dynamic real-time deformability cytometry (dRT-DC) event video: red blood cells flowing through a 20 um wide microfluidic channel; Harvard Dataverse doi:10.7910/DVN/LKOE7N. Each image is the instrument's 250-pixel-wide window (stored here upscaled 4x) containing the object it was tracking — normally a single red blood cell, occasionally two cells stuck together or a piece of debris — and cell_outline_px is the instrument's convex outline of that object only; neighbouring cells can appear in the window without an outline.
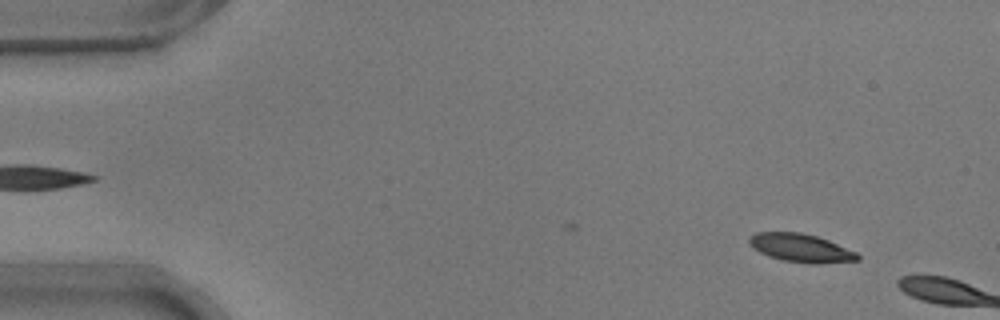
{"species": "common noctule bat (a hibernating species)", "species_latin": "Nyctalus noctula", "temperature_condition": "warm", "stored_images_in_passage": 5, "camera_frame_rate_fps": 3000, "um_per_image_px": 0.085, "animal": {"sex": "male", "body_mass_g": 17.9}, "frame": {"image": 1, "passage_image": 4, "time_ms": 1.0, "image_size_px": [1000, 320], "cell_outline_px": [[860, 260], [812, 264], [784, 260], [768, 256], [752, 248], [748, 244], [748, 236], [756, 232], [800, 232], [816, 236], [828, 240], [856, 252], [860, 256]], "centroid_in_image_um": [68.03, 21.07], "position_along_channel_um": 17.0, "area_um2": 17.86}}